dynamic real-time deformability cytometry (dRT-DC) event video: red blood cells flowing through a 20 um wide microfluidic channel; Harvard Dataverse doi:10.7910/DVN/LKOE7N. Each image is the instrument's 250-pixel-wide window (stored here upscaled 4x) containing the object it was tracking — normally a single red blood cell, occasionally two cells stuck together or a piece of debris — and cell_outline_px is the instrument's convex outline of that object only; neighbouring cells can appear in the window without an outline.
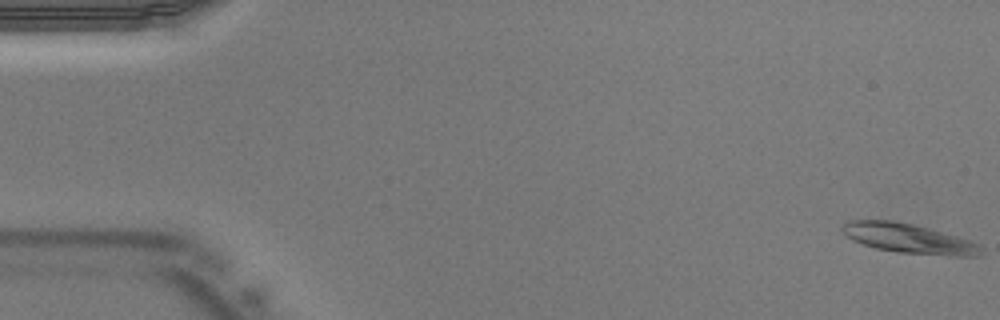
{"species": "Egyptian fruit bat (a non-hibernating species)", "species_latin": "Rousettus aegyptiacus", "temperature_condition": "warm", "stored_images_in_passage": 42, "camera_frame_rate_fps": 3000, "um_per_image_px": 0.085, "animal": {"sex": "male"}, "frame": {"image": 1, "passage_image": 1, "time_ms": 0.0, "image_size_px": [1000, 320], "cell_outline_px": [[984, 252], [980, 256], [948, 256], [896, 252], [876, 248], [852, 240], [840, 228], [848, 220], [892, 220], [912, 224], [928, 228], [956, 236], [980, 244], [984, 248]], "centroid_in_image_um": [77.28, 20.28], "position_along_channel_um": 7.7, "area_um2": 23.93}}
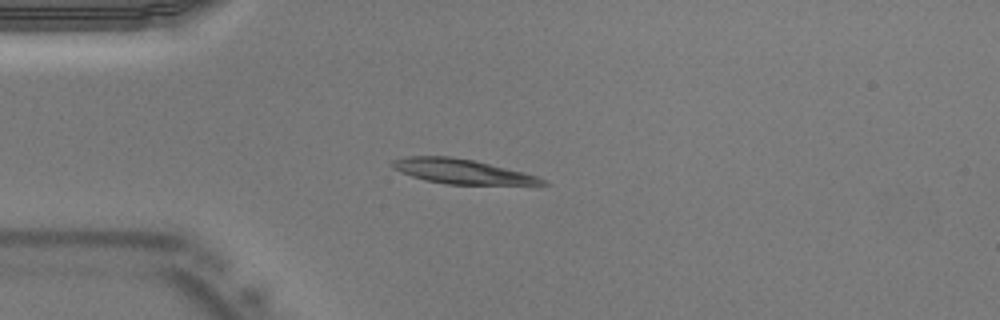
{"frame": {"image": 2, "passage_image": 11, "time_ms": 3.333, "image_size_px": [1000, 320], "cell_outline_px": [[552, 184], [444, 184], [424, 180], [400, 172], [392, 168], [388, 164], [392, 160], [404, 156], [452, 156], [476, 160], [524, 172], [536, 176]], "centroid_in_image_um": [39.18, 14.55], "position_along_channel_um": 45.8, "area_um2": 21.68}}
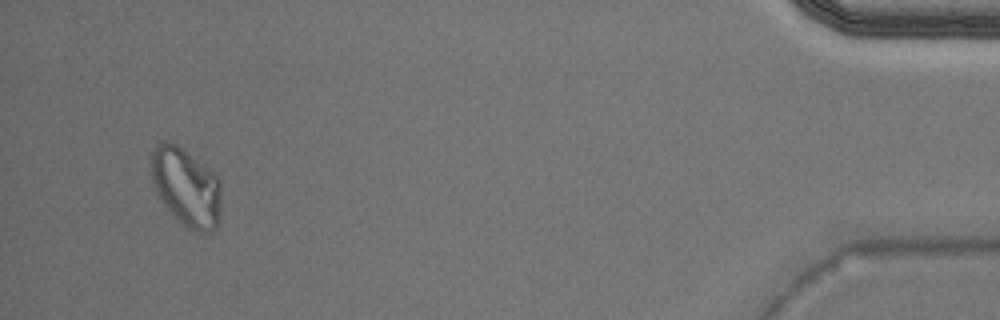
{"frame": {"image": 3, "passage_image": 40, "time_ms": 13.0, "image_size_px": [1000, 320], "cell_outline_px": [[220, 220], [216, 228], [212, 232], [200, 232], [188, 228], [176, 220], [164, 204], [156, 192], [152, 180], [148, 160], [152, 148], [156, 144], [164, 140], [176, 144], [204, 164], [220, 180]], "centroid_in_image_um": [15.79, 15.89], "position_along_channel_um": 419.4, "area_um2": 32.48}}